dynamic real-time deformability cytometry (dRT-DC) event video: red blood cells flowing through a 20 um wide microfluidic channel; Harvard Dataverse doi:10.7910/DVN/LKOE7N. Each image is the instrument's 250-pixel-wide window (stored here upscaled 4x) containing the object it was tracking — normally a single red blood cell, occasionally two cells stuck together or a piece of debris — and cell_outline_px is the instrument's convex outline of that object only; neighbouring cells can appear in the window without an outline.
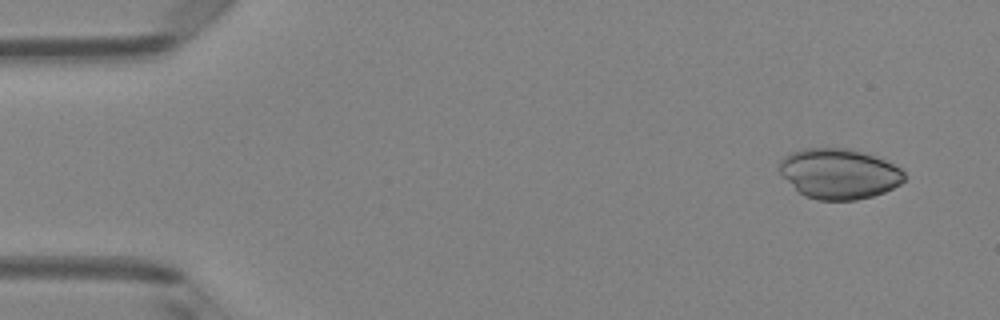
{"species": "Egyptian fruit bat (a non-hibernating species)", "species_latin": "Rousettus aegyptiacus", "temperature_condition": "room temperature", "stored_images_in_passage": 5, "camera_frame_rate_fps": 3000, "um_per_image_px": 0.085, "animal": {"sex": "female"}, "frame": {"image": 1, "passage_image": 1, "time_ms": 0.0, "image_size_px": [1000, 320], "cell_outline_px": [[908, 176], [900, 184], [884, 192], [872, 196], [856, 200], [816, 200], [804, 196], [780, 172], [780, 160], [788, 152], [804, 148], [848, 148], [864, 152], [884, 160], [900, 168]], "centroid_in_image_um": [71.33, 14.76], "position_along_channel_um": 13.7, "area_um2": 36.53}}